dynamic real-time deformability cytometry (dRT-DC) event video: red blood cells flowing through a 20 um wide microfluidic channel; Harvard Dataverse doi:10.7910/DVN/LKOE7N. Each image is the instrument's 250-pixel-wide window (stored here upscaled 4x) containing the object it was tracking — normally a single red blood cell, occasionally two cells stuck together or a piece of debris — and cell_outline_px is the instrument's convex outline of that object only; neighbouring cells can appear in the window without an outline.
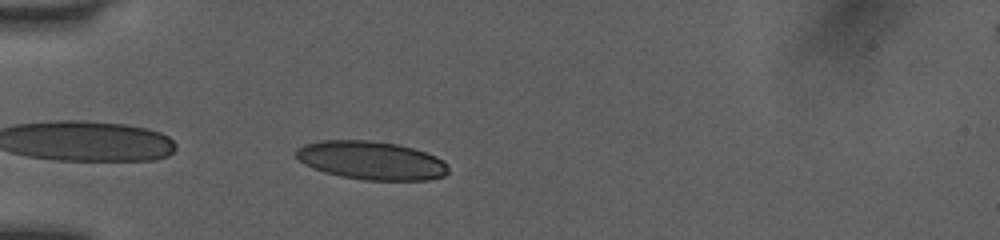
{"species": "human", "species_latin": "Homo sapiens", "temperature_condition": "room temperature", "stored_images_in_passage": 37, "camera_frame_rate_fps": 3000, "um_per_image_px": 0.085, "donor": {"sex": "female"}, "frame": {"image": 1, "passage_image": 2, "time_ms": 0.333, "image_size_px": [1000, 240], "cell_outline_px": [[448, 172], [444, 176], [428, 180], [364, 180], [340, 176], [324, 172], [312, 168], [304, 164], [296, 156], [296, 152], [304, 144], [320, 140], [368, 140], [396, 144], [412, 148], [436, 156], [444, 160], [448, 164]], "centroid_in_image_um": [31.57, 13.64], "position_along_channel_um": 53.4, "area_um2": 34.1}}
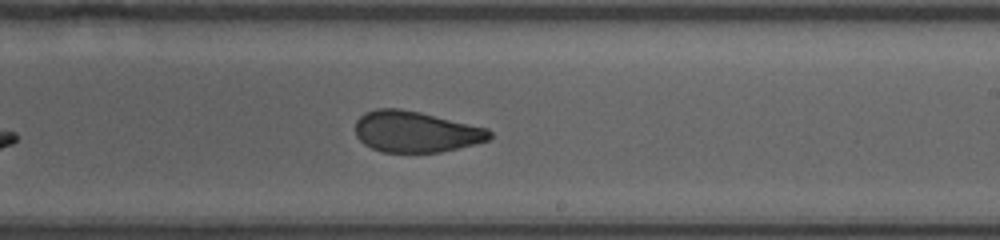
{"frame": {"image": 2, "passage_image": 18, "time_ms": 5.667, "image_size_px": [1000, 240], "cell_outline_px": [[492, 136], [488, 140], [440, 152], [380, 152], [364, 144], [356, 136], [356, 120], [364, 112], [376, 108], [400, 108], [420, 112], [488, 128], [492, 132]], "centroid_in_image_um": [35.31, 11.18], "position_along_channel_um": 253.7, "area_um2": 32.14}}
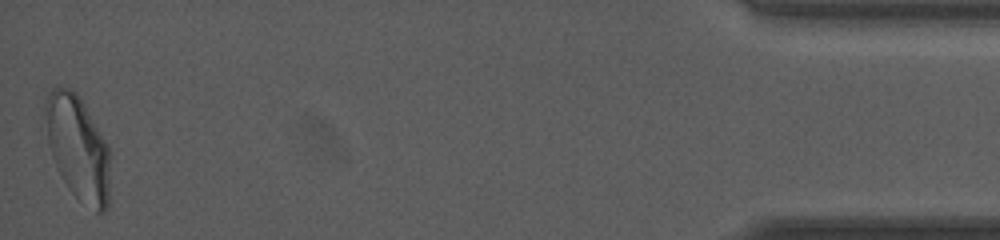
{"frame": {"image": 3, "passage_image": 37, "time_ms": 12.0, "image_size_px": [1000, 240], "cell_outline_px": [[108, 208], [104, 212], [96, 212], [64, 180], [56, 168], [48, 144], [40, 116], [48, 92], [56, 84], [72, 88], [80, 96], [108, 144]], "centroid_in_image_um": [6.54, 12.39], "position_along_channel_um": 428.7, "area_um2": 39.59}, "authors_computed_cell_mechanics": {"area_um2": 33.1772, "velocity_mm_per_s": 4.0664, "shape_relaxation_time_tau1_ms": null, "shape_relaxation_time_tau2_ms": 1.1946, "deformation_change_tau1": null, "deformation_change_tau2": 0.0707}}